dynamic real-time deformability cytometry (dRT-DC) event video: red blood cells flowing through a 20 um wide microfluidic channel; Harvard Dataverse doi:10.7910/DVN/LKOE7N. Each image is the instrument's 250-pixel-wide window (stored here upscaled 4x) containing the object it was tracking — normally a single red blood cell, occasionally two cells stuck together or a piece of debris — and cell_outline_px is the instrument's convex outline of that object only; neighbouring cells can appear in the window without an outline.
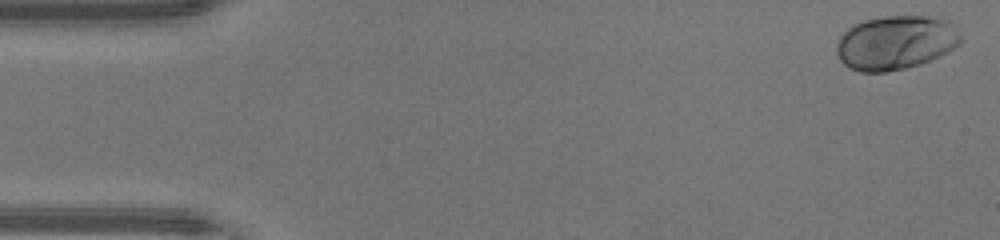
{"species": "human", "species_latin": "Homo sapiens", "temperature_condition": "warm", "stored_images_in_passage": 46, "camera_frame_rate_fps": 3000, "um_per_image_px": 0.085, "donor": {"sex": "male"}, "frame": {"image": 1, "passage_image": 1, "time_ms": 0.0, "image_size_px": [1000, 240], "cell_outline_px": [[964, 40], [960, 44], [948, 52], [940, 56], [920, 64], [904, 68], [884, 72], [860, 72], [844, 64], [840, 60], [836, 52], [836, 44], [840, 36], [852, 24], [864, 20], [884, 16], [940, 16], [948, 20]], "centroid_in_image_um": [76.15, 3.61], "position_along_channel_um": 8.9, "area_um2": 39.42}}
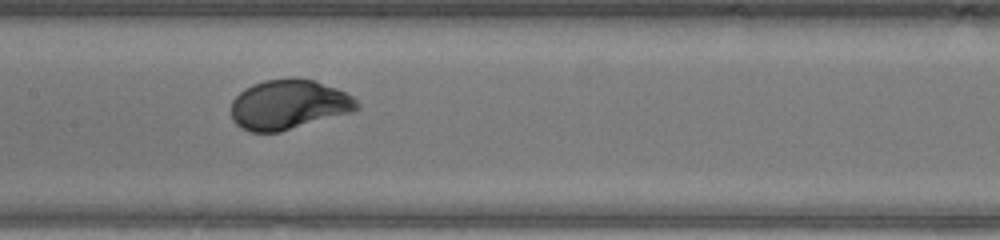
{"frame": {"image": 2, "passage_image": 22, "time_ms": 7.0, "image_size_px": [1000, 240], "cell_outline_px": [[360, 108], [352, 112], [280, 132], [248, 132], [240, 128], [232, 120], [232, 100], [244, 88], [252, 84], [264, 80], [288, 76], [292, 76], [316, 80], [336, 88], [352, 96], [360, 104]], "centroid_in_image_um": [24.53, 8.87], "position_along_channel_um": 182.9, "area_um2": 36.99}}
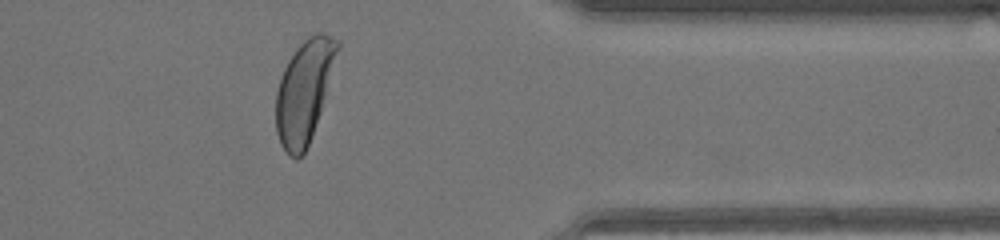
{"frame": {"image": 3, "passage_image": 37, "time_ms": 12.0, "image_size_px": [1000, 240], "cell_outline_px": [[340, 48], [320, 112], [308, 144], [304, 152], [296, 160], [288, 156], [280, 144], [276, 132], [276, 92], [280, 76], [288, 60], [296, 48], [308, 36], [316, 32], [324, 32], [340, 40]], "centroid_in_image_um": [25.85, 7.73], "position_along_channel_um": 385.5, "area_um2": 36.65}, "authors_computed_cell_mechanics": {"area_um2": 36.6741, "velocity_mm_per_s": 4.4204, "shape_relaxation_time_tau1_ms": 2.0217, "shape_relaxation_time_tau2_ms": null, "deformation_change_tau1": 0.1629, "deformation_change_tau2": null}}